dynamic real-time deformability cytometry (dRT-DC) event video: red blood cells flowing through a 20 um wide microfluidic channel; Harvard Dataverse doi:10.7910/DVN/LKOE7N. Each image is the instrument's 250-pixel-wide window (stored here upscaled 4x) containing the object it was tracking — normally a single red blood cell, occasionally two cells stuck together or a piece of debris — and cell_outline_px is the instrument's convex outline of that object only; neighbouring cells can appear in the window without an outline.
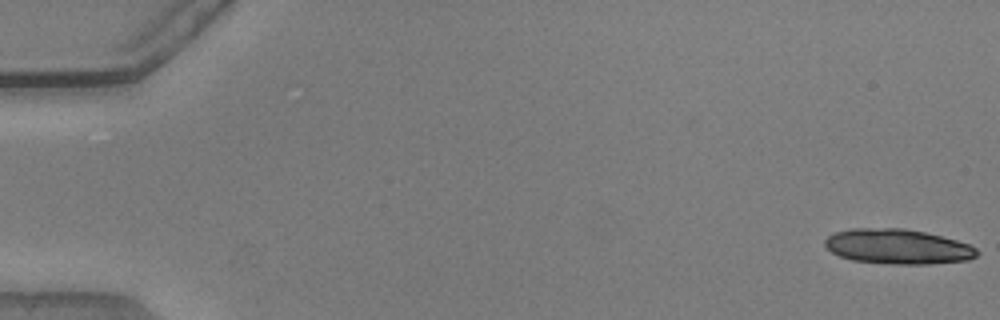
{"species": "common noctule bat (a hibernating species)", "species_latin": "Nyctalus noctula", "temperature_condition": "warm", "stored_images_in_passage": 11, "camera_frame_rate_fps": 3000, "um_per_image_px": 0.085, "animal": {"sex": "male", "body_mass_g": 20.5, "forearm_length_mm": 52.5}, "frame": {"image": 1, "passage_image": 1, "time_ms": 0.0, "image_size_px": [1000, 320], "cell_outline_px": [[980, 252], [976, 256], [968, 260], [928, 264], [896, 264], [852, 260], [840, 256], [832, 252], [824, 244], [824, 240], [828, 236], [836, 232], [852, 228], [904, 228], [924, 232], [956, 240], [968, 244], [976, 248]], "centroid_in_image_um": [76.31, 20.96], "position_along_channel_um": 8.7, "area_um2": 30.81}}